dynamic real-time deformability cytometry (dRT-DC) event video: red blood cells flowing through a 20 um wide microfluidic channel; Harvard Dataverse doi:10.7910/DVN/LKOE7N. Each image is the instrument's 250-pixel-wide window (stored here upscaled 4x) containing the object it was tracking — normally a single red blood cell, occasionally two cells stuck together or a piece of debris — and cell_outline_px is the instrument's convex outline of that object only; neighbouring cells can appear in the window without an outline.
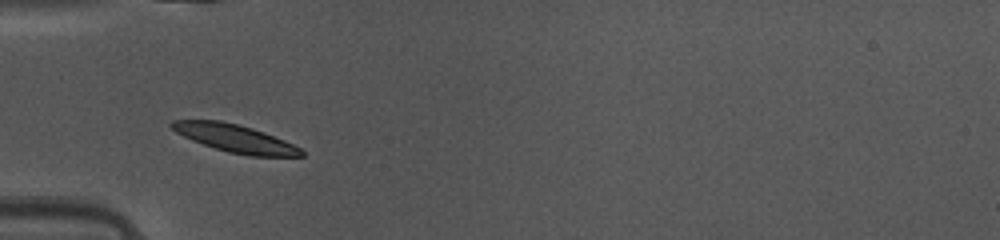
{"species": "common noctule bat (a hibernating species)", "species_latin": "Nyctalus noctula", "temperature_condition": "warm", "stored_images_in_passage": 36, "camera_frame_rate_fps": 3000, "um_per_image_px": 0.085, "animal": {"sex": "female", "body_mass_g": 10.0, "forearm_length_mm": 53.1}, "frame": {"image": 1, "passage_image": 3, "time_ms": 0.667, "image_size_px": [1000, 240], "cell_outline_px": [[304, 156], [248, 156], [228, 152], [192, 140], [176, 132], [168, 124], [172, 120], [220, 120], [252, 128], [264, 132], [284, 140], [300, 148], [304, 152]], "centroid_in_image_um": [19.97, 11.76], "position_along_channel_um": 65.0, "area_um2": 20.75}}
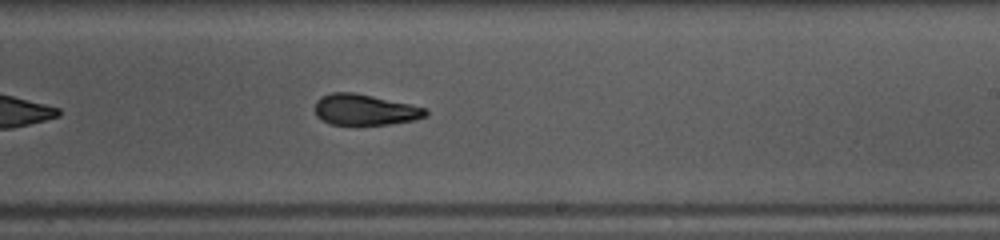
{"frame": {"image": 2, "passage_image": 17, "time_ms": 5.333, "image_size_px": [1000, 240], "cell_outline_px": [[428, 116], [412, 120], [388, 124], [332, 124], [316, 116], [316, 100], [320, 96], [332, 92], [352, 92], [372, 96], [428, 108]], "centroid_in_image_um": [31.03, 9.31], "position_along_channel_um": 258.0, "area_um2": 19.71}}
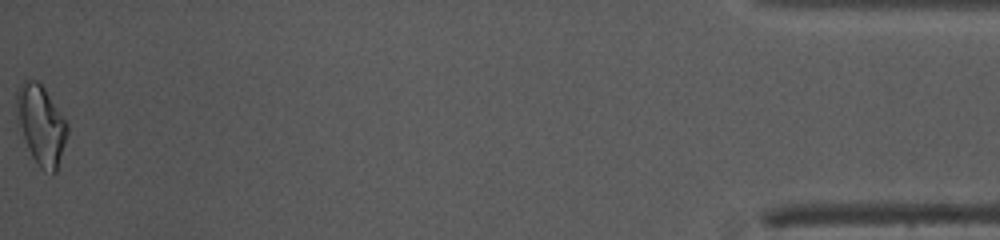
{"frame": {"image": 3, "passage_image": 36, "time_ms": 11.667, "image_size_px": [1000, 240], "cell_outline_px": [[68, 132], [56, 172], [44, 172], [40, 168], [32, 156], [28, 148], [16, 120], [16, 92], [24, 80], [36, 80], [44, 88], [68, 124]], "centroid_in_image_um": [3.47, 10.62], "position_along_channel_um": 431.7, "area_um2": 23.24}, "authors_computed_cell_mechanics": {"area_um2": 20.7213, "velocity_mm_per_s": 4.153, "shape_relaxation_time_tau1_ms": 4.6136, "shape_relaxation_time_tau2_ms": 2.2044, "deformation_change_tau1": 0.1849, "deformation_change_tau2": 0.0846}}